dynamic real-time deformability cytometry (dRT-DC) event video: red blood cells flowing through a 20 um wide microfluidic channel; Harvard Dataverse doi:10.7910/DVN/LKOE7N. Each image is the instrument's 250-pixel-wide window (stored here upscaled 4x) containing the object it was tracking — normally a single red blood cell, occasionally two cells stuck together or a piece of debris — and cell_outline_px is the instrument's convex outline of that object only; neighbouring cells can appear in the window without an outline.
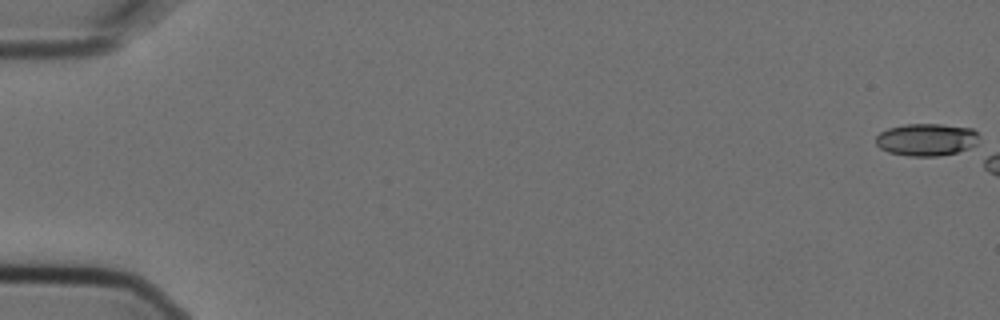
{"species": "Egyptian fruit bat (a non-hibernating species)", "species_latin": "Rousettus aegyptiacus", "temperature_condition": "cold", "stored_images_in_passage": 3, "camera_frame_rate_fps": 3000, "um_per_image_px": 0.085, "animal": {"sex": "female"}, "frame": {"image": 1, "passage_image": 1, "time_ms": 0.0, "image_size_px": [1000, 320], "cell_outline_px": [[980, 136], [976, 148], [940, 156], [908, 156], [888, 152], [880, 148], [876, 144], [876, 136], [880, 132], [888, 128], [904, 124], [940, 124], [972, 128]], "centroid_in_image_um": [78.8, 11.87], "position_along_channel_um": 6.2, "area_um2": 19.88}}